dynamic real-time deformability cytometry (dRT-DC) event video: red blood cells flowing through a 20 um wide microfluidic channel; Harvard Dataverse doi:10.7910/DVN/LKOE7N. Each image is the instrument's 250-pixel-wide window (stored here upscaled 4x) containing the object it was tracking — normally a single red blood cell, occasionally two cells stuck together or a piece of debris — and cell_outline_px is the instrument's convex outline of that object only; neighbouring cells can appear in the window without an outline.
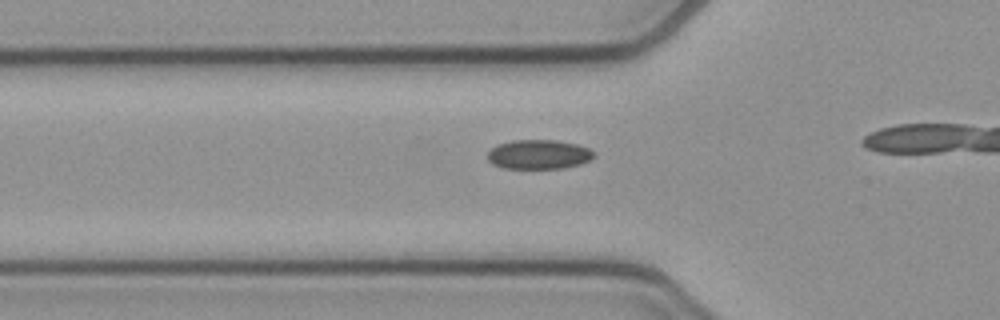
{"species": "common noctule bat (a hibernating species)", "species_latin": "Nyctalus noctula", "temperature_condition": "cold", "stored_images_in_passage": 9, "camera_frame_rate_fps": 3000, "um_per_image_px": 0.085, "animal": {"sex": "female", "body_mass_g": 21.9}, "frame": {"image": 1, "passage_image": 4, "time_ms": 1.0, "image_size_px": [1000, 320], "cell_outline_px": [[596, 156], [580, 164], [564, 168], [504, 168], [492, 164], [488, 160], [488, 152], [492, 148], [500, 144], [512, 140], [556, 140], [576, 144], [588, 148]], "centroid_in_image_um": [45.78, 13.12], "position_along_channel_um": 80.0, "area_um2": 18.03}}
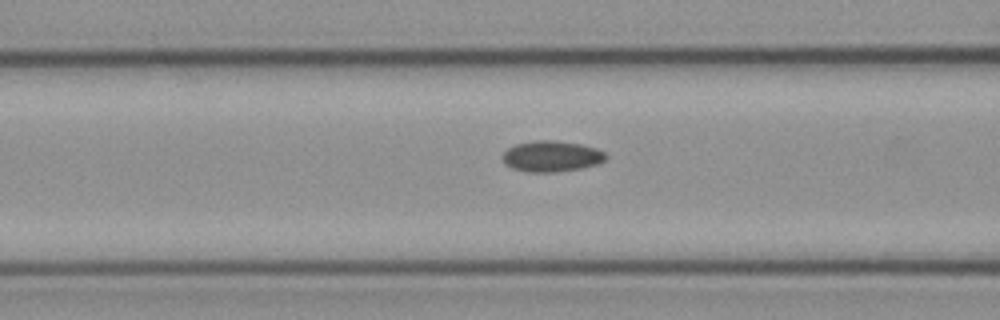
{"frame": {"image": 2, "passage_image": 7, "time_ms": 2.0, "image_size_px": [1000, 320], "cell_outline_px": [[608, 156], [604, 160], [596, 164], [580, 168], [556, 172], [528, 172], [512, 168], [504, 164], [500, 156], [508, 148], [516, 144], [536, 140], [556, 140], [580, 144], [596, 148], [604, 152]], "centroid_in_image_um": [46.84, 13.28], "position_along_channel_um": 119.8, "area_um2": 18.67}}